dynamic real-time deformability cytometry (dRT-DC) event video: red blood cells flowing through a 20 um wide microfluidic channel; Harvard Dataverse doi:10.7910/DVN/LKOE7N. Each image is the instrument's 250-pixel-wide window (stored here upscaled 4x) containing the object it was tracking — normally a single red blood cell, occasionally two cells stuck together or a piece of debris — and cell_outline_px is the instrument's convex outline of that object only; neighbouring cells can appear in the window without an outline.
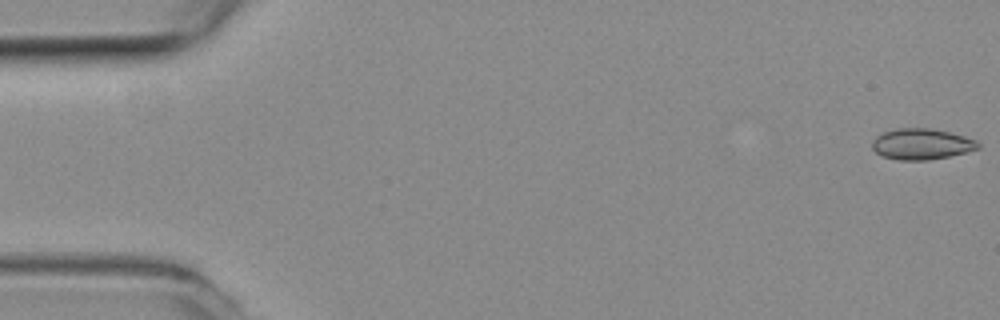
{"species": "common noctule bat (a hibernating species)", "species_latin": "Nyctalus noctula", "temperature_condition": "room temperature", "stored_images_in_passage": 55, "camera_frame_rate_fps": 3000, "um_per_image_px": 0.085, "animal": {"sex": "female", "body_mass_g": 19.3, "forearm_length_mm": 54.1}, "frame": {"image": 1, "passage_image": 1, "time_ms": 0.0, "image_size_px": [1000, 320], "cell_outline_px": [[980, 148], [948, 156], [928, 160], [900, 160], [884, 156], [876, 152], [872, 148], [872, 140], [876, 136], [884, 132], [896, 128], [932, 128], [964, 136], [976, 140], [980, 144]], "centroid_in_image_um": [78.32, 12.23], "position_along_channel_um": 6.7, "area_um2": 18.96}}
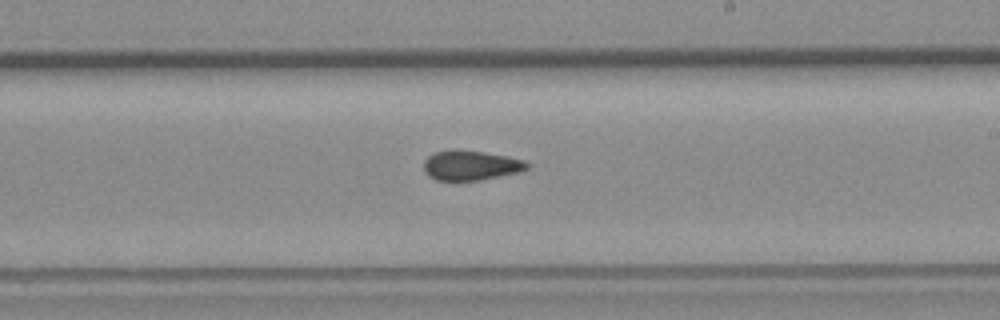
{"frame": {"image": 2, "passage_image": 32, "time_ms": 10.333, "image_size_px": [1000, 320], "cell_outline_px": [[532, 164], [528, 168], [520, 172], [480, 180], [436, 180], [428, 176], [424, 172], [424, 160], [428, 156], [436, 152], [456, 148], [484, 152], [508, 156], [524, 160]], "centroid_in_image_um": [40.03, 14.04], "position_along_channel_um": 249.0, "area_um2": 18.21}}
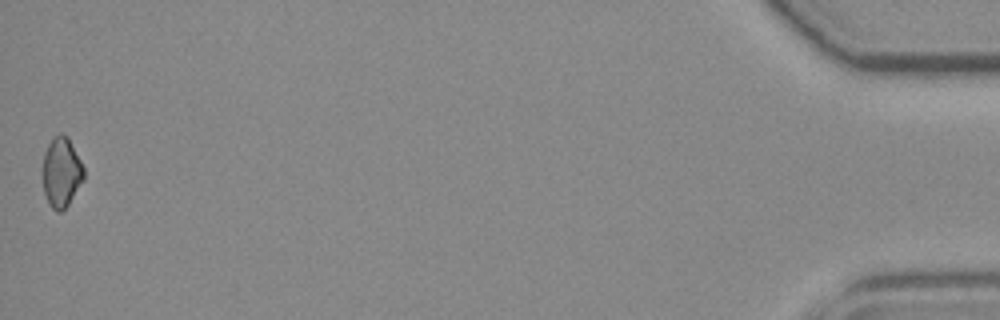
{"frame": {"image": 3, "passage_image": 55, "time_ms": 18.0, "image_size_px": [1000, 320], "cell_outline_px": [[84, 180], [68, 204], [60, 212], [56, 212], [48, 204], [44, 192], [40, 172], [44, 152], [52, 136], [60, 132], [68, 136], [84, 168]], "centroid_in_image_um": [5.18, 14.62], "position_along_channel_um": 430.0, "area_um2": 17.28}, "authors_computed_cell_mechanics": {"area_um2": 18.3804, "velocity_mm_per_s": 3.7158, "shape_relaxation_time_tau1_ms": null, "shape_relaxation_time_tau2_ms": 3.1515, "deformation_change_tau1": null, "deformation_change_tau2": 0.0742}}